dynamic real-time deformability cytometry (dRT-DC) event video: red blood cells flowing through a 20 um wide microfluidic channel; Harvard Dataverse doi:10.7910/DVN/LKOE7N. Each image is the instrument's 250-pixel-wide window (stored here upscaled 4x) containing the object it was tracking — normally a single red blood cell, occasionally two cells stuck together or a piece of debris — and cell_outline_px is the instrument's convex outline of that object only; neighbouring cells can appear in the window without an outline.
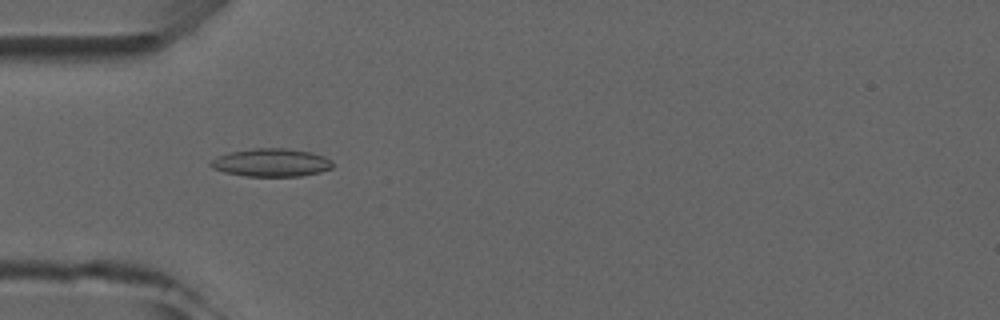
{"species": "common noctule bat (a hibernating species)", "species_latin": "Nyctalus noctula", "temperature_condition": "room temperature", "stored_images_in_passage": 2, "camera_frame_rate_fps": 3000, "um_per_image_px": 0.085, "animal": {"sex": "male", "forearm_length_mm": 52.5}, "frame": {"image": 1, "passage_image": 2, "time_ms": 1.0, "image_size_px": [1000, 320], "cell_outline_px": [[332, 168], [320, 172], [300, 176], [244, 176], [224, 172], [212, 168], [208, 164], [216, 156], [232, 152], [256, 148], [284, 148], [312, 152], [324, 156], [332, 160]], "centroid_in_image_um": [23.06, 13.82], "position_along_channel_um": 61.9, "area_um2": 19.94}}